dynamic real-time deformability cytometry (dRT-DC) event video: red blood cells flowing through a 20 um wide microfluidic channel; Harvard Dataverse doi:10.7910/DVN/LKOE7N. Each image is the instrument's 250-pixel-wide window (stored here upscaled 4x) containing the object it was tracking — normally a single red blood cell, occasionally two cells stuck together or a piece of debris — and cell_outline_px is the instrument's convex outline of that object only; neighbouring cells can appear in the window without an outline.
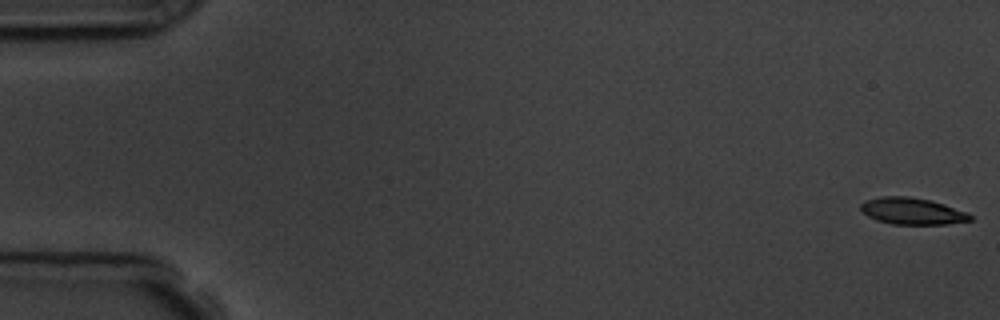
{"species": "common noctule bat (a hibernating species)", "species_latin": "Nyctalus noctula", "temperature_condition": "room temperature", "stored_images_in_passage": 57, "camera_frame_rate_fps": 3000, "um_per_image_px": 0.085, "animal": {"sex": "male", "body_mass_g": 19.5, "forearm_length_mm": 54.6}, "frame": {"image": 1, "passage_image": 1, "time_ms": 0.0, "image_size_px": [1000, 320], "cell_outline_px": [[972, 220], [948, 224], [892, 224], [876, 220], [868, 216], [860, 208], [860, 204], [864, 200], [880, 196], [908, 196], [928, 200], [944, 204], [968, 212], [972, 216]], "centroid_in_image_um": [77.53, 17.94], "position_along_channel_um": 7.5, "area_um2": 17.05}}
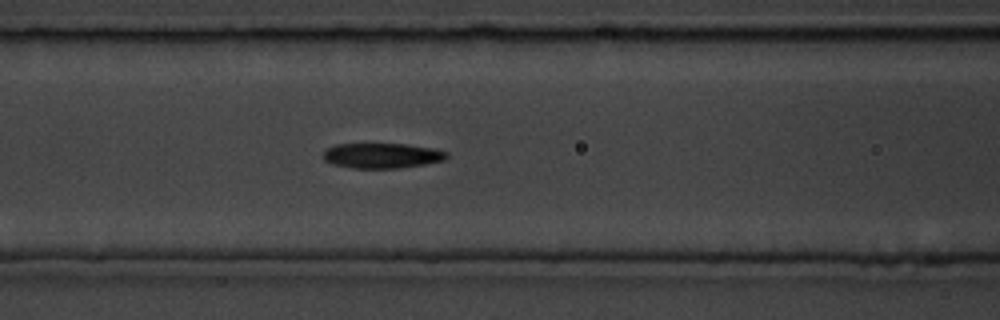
{"frame": {"image": 2, "passage_image": 24, "time_ms": 7.667, "image_size_px": [1000, 320], "cell_outline_px": [[448, 156], [444, 160], [424, 164], [400, 168], [352, 168], [332, 164], [324, 160], [324, 148], [336, 144], [404, 144], [432, 148], [448, 152]], "centroid_in_image_um": [32.44, 13.23], "position_along_channel_um": 134.2, "area_um2": 18.09}}
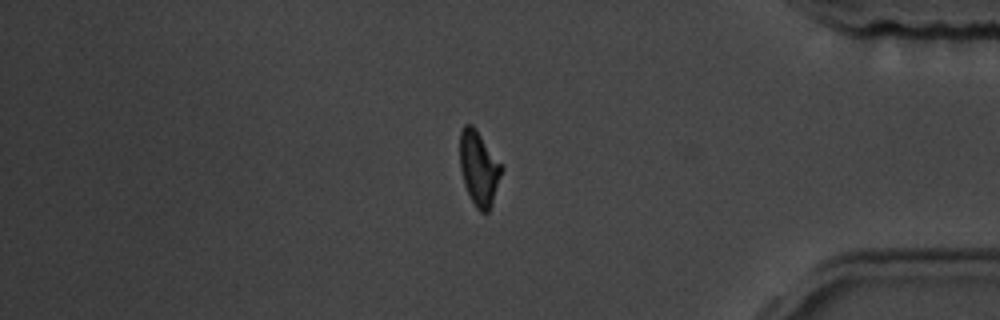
{"frame": {"image": 3, "passage_image": 48, "time_ms": 15.667, "image_size_px": [1000, 320], "cell_outline_px": [[504, 168], [492, 204], [488, 212], [480, 212], [476, 208], [464, 184], [460, 168], [460, 132], [464, 124], [472, 124], [476, 128]], "centroid_in_image_um": [40.71, 14.29], "position_along_channel_um": 394.5, "area_um2": 18.09}, "authors_computed_cell_mechanics": {"area_um2": 18.0914, "velocity_mm_per_s": 3.616, "shape_relaxation_time_tau1_ms": 5.1166, "shape_relaxation_time_tau2_ms": null, "deformation_change_tau1": 0.1552, "deformation_change_tau2": null}}